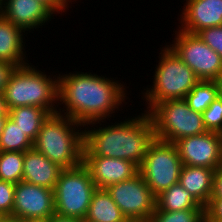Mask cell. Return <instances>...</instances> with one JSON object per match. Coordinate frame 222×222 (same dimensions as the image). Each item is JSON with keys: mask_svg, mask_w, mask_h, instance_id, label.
I'll use <instances>...</instances> for the list:
<instances>
[{"mask_svg": "<svg viewBox=\"0 0 222 222\" xmlns=\"http://www.w3.org/2000/svg\"><path fill=\"white\" fill-rule=\"evenodd\" d=\"M124 222H139V221L133 220V219H127V220H125Z\"/></svg>", "mask_w": 222, "mask_h": 222, "instance_id": "cell-39", "label": "cell"}, {"mask_svg": "<svg viewBox=\"0 0 222 222\" xmlns=\"http://www.w3.org/2000/svg\"><path fill=\"white\" fill-rule=\"evenodd\" d=\"M147 222H206L205 210L154 211Z\"/></svg>", "mask_w": 222, "mask_h": 222, "instance_id": "cell-25", "label": "cell"}, {"mask_svg": "<svg viewBox=\"0 0 222 222\" xmlns=\"http://www.w3.org/2000/svg\"><path fill=\"white\" fill-rule=\"evenodd\" d=\"M49 113L41 107L19 106L9 110L8 116L19 125L25 134L34 142L42 123L49 117Z\"/></svg>", "mask_w": 222, "mask_h": 222, "instance_id": "cell-21", "label": "cell"}, {"mask_svg": "<svg viewBox=\"0 0 222 222\" xmlns=\"http://www.w3.org/2000/svg\"><path fill=\"white\" fill-rule=\"evenodd\" d=\"M24 152L0 151V180L14 184L22 181Z\"/></svg>", "mask_w": 222, "mask_h": 222, "instance_id": "cell-24", "label": "cell"}, {"mask_svg": "<svg viewBox=\"0 0 222 222\" xmlns=\"http://www.w3.org/2000/svg\"><path fill=\"white\" fill-rule=\"evenodd\" d=\"M25 31L15 26L0 14V61L12 63L16 67L23 66L29 61L25 51ZM24 37V38H23Z\"/></svg>", "mask_w": 222, "mask_h": 222, "instance_id": "cell-17", "label": "cell"}, {"mask_svg": "<svg viewBox=\"0 0 222 222\" xmlns=\"http://www.w3.org/2000/svg\"><path fill=\"white\" fill-rule=\"evenodd\" d=\"M175 146L183 165L217 169L222 165V134L207 131L177 140Z\"/></svg>", "mask_w": 222, "mask_h": 222, "instance_id": "cell-12", "label": "cell"}, {"mask_svg": "<svg viewBox=\"0 0 222 222\" xmlns=\"http://www.w3.org/2000/svg\"><path fill=\"white\" fill-rule=\"evenodd\" d=\"M9 110L7 109L4 95L0 94V116L1 115H8Z\"/></svg>", "mask_w": 222, "mask_h": 222, "instance_id": "cell-34", "label": "cell"}, {"mask_svg": "<svg viewBox=\"0 0 222 222\" xmlns=\"http://www.w3.org/2000/svg\"><path fill=\"white\" fill-rule=\"evenodd\" d=\"M82 126L68 116L51 114L42 123L33 148L62 169L79 166L84 146Z\"/></svg>", "mask_w": 222, "mask_h": 222, "instance_id": "cell-3", "label": "cell"}, {"mask_svg": "<svg viewBox=\"0 0 222 222\" xmlns=\"http://www.w3.org/2000/svg\"><path fill=\"white\" fill-rule=\"evenodd\" d=\"M74 72L58 74V105L64 106L57 113L84 126L112 117L120 106L122 109L128 94L119 80L93 72Z\"/></svg>", "mask_w": 222, "mask_h": 222, "instance_id": "cell-1", "label": "cell"}, {"mask_svg": "<svg viewBox=\"0 0 222 222\" xmlns=\"http://www.w3.org/2000/svg\"><path fill=\"white\" fill-rule=\"evenodd\" d=\"M175 32V38L168 46L194 71L199 80L218 81L222 75L221 56L197 34L181 29Z\"/></svg>", "mask_w": 222, "mask_h": 222, "instance_id": "cell-9", "label": "cell"}, {"mask_svg": "<svg viewBox=\"0 0 222 222\" xmlns=\"http://www.w3.org/2000/svg\"><path fill=\"white\" fill-rule=\"evenodd\" d=\"M16 184L0 180V213L7 219L12 215Z\"/></svg>", "mask_w": 222, "mask_h": 222, "instance_id": "cell-27", "label": "cell"}, {"mask_svg": "<svg viewBox=\"0 0 222 222\" xmlns=\"http://www.w3.org/2000/svg\"><path fill=\"white\" fill-rule=\"evenodd\" d=\"M47 222H79V220L74 218L62 217L54 214L47 220Z\"/></svg>", "mask_w": 222, "mask_h": 222, "instance_id": "cell-33", "label": "cell"}, {"mask_svg": "<svg viewBox=\"0 0 222 222\" xmlns=\"http://www.w3.org/2000/svg\"><path fill=\"white\" fill-rule=\"evenodd\" d=\"M16 66L6 61H0V94H3L8 83L9 77Z\"/></svg>", "mask_w": 222, "mask_h": 222, "instance_id": "cell-30", "label": "cell"}, {"mask_svg": "<svg viewBox=\"0 0 222 222\" xmlns=\"http://www.w3.org/2000/svg\"><path fill=\"white\" fill-rule=\"evenodd\" d=\"M5 222H16V221L7 219Z\"/></svg>", "mask_w": 222, "mask_h": 222, "instance_id": "cell-41", "label": "cell"}, {"mask_svg": "<svg viewBox=\"0 0 222 222\" xmlns=\"http://www.w3.org/2000/svg\"><path fill=\"white\" fill-rule=\"evenodd\" d=\"M218 85H219V95L222 97V75L221 77L218 79Z\"/></svg>", "mask_w": 222, "mask_h": 222, "instance_id": "cell-36", "label": "cell"}, {"mask_svg": "<svg viewBox=\"0 0 222 222\" xmlns=\"http://www.w3.org/2000/svg\"><path fill=\"white\" fill-rule=\"evenodd\" d=\"M182 166L175 144L155 138L139 167V173L157 196L179 182Z\"/></svg>", "mask_w": 222, "mask_h": 222, "instance_id": "cell-8", "label": "cell"}, {"mask_svg": "<svg viewBox=\"0 0 222 222\" xmlns=\"http://www.w3.org/2000/svg\"><path fill=\"white\" fill-rule=\"evenodd\" d=\"M106 121H95L83 126V156L126 159L140 167L150 143L155 139L154 125L149 114L144 111L133 118L125 117V120L113 125H105L103 122Z\"/></svg>", "mask_w": 222, "mask_h": 222, "instance_id": "cell-2", "label": "cell"}, {"mask_svg": "<svg viewBox=\"0 0 222 222\" xmlns=\"http://www.w3.org/2000/svg\"><path fill=\"white\" fill-rule=\"evenodd\" d=\"M181 12L178 29L185 32L196 34L204 28L222 26V0H186Z\"/></svg>", "mask_w": 222, "mask_h": 222, "instance_id": "cell-15", "label": "cell"}, {"mask_svg": "<svg viewBox=\"0 0 222 222\" xmlns=\"http://www.w3.org/2000/svg\"><path fill=\"white\" fill-rule=\"evenodd\" d=\"M7 218L0 213V222H5Z\"/></svg>", "mask_w": 222, "mask_h": 222, "instance_id": "cell-38", "label": "cell"}, {"mask_svg": "<svg viewBox=\"0 0 222 222\" xmlns=\"http://www.w3.org/2000/svg\"><path fill=\"white\" fill-rule=\"evenodd\" d=\"M61 170L34 148L24 152L22 181L54 190Z\"/></svg>", "mask_w": 222, "mask_h": 222, "instance_id": "cell-16", "label": "cell"}, {"mask_svg": "<svg viewBox=\"0 0 222 222\" xmlns=\"http://www.w3.org/2000/svg\"><path fill=\"white\" fill-rule=\"evenodd\" d=\"M202 117L207 131L222 134V97L220 95L202 113Z\"/></svg>", "mask_w": 222, "mask_h": 222, "instance_id": "cell-26", "label": "cell"}, {"mask_svg": "<svg viewBox=\"0 0 222 222\" xmlns=\"http://www.w3.org/2000/svg\"><path fill=\"white\" fill-rule=\"evenodd\" d=\"M96 189L89 171L82 163L74 168L62 169L54 189L55 214L84 219Z\"/></svg>", "mask_w": 222, "mask_h": 222, "instance_id": "cell-7", "label": "cell"}, {"mask_svg": "<svg viewBox=\"0 0 222 222\" xmlns=\"http://www.w3.org/2000/svg\"><path fill=\"white\" fill-rule=\"evenodd\" d=\"M148 114L157 139L175 143L181 138L207 132L202 113L192 110L185 99L162 101Z\"/></svg>", "mask_w": 222, "mask_h": 222, "instance_id": "cell-6", "label": "cell"}, {"mask_svg": "<svg viewBox=\"0 0 222 222\" xmlns=\"http://www.w3.org/2000/svg\"><path fill=\"white\" fill-rule=\"evenodd\" d=\"M218 95L217 81L199 80L184 99L192 110L203 113Z\"/></svg>", "mask_w": 222, "mask_h": 222, "instance_id": "cell-23", "label": "cell"}, {"mask_svg": "<svg viewBox=\"0 0 222 222\" xmlns=\"http://www.w3.org/2000/svg\"><path fill=\"white\" fill-rule=\"evenodd\" d=\"M82 164L87 168L96 188L108 186L133 178L139 167L126 159L103 156H83Z\"/></svg>", "mask_w": 222, "mask_h": 222, "instance_id": "cell-14", "label": "cell"}, {"mask_svg": "<svg viewBox=\"0 0 222 222\" xmlns=\"http://www.w3.org/2000/svg\"><path fill=\"white\" fill-rule=\"evenodd\" d=\"M0 14L30 33L54 19L56 13L41 0H1Z\"/></svg>", "mask_w": 222, "mask_h": 222, "instance_id": "cell-13", "label": "cell"}, {"mask_svg": "<svg viewBox=\"0 0 222 222\" xmlns=\"http://www.w3.org/2000/svg\"><path fill=\"white\" fill-rule=\"evenodd\" d=\"M33 148V141L8 116L0 135V151L25 152Z\"/></svg>", "mask_w": 222, "mask_h": 222, "instance_id": "cell-22", "label": "cell"}, {"mask_svg": "<svg viewBox=\"0 0 222 222\" xmlns=\"http://www.w3.org/2000/svg\"><path fill=\"white\" fill-rule=\"evenodd\" d=\"M31 64L16 67L10 75L3 92L7 109L35 106L44 108L50 115L57 113L58 74L48 76Z\"/></svg>", "mask_w": 222, "mask_h": 222, "instance_id": "cell-4", "label": "cell"}, {"mask_svg": "<svg viewBox=\"0 0 222 222\" xmlns=\"http://www.w3.org/2000/svg\"><path fill=\"white\" fill-rule=\"evenodd\" d=\"M16 222H47V220H23V221H16Z\"/></svg>", "mask_w": 222, "mask_h": 222, "instance_id": "cell-37", "label": "cell"}, {"mask_svg": "<svg viewBox=\"0 0 222 222\" xmlns=\"http://www.w3.org/2000/svg\"><path fill=\"white\" fill-rule=\"evenodd\" d=\"M84 219L91 222H124L127 220L107 190L99 188L93 192Z\"/></svg>", "mask_w": 222, "mask_h": 222, "instance_id": "cell-19", "label": "cell"}, {"mask_svg": "<svg viewBox=\"0 0 222 222\" xmlns=\"http://www.w3.org/2000/svg\"><path fill=\"white\" fill-rule=\"evenodd\" d=\"M206 222H222V221H206Z\"/></svg>", "mask_w": 222, "mask_h": 222, "instance_id": "cell-42", "label": "cell"}, {"mask_svg": "<svg viewBox=\"0 0 222 222\" xmlns=\"http://www.w3.org/2000/svg\"><path fill=\"white\" fill-rule=\"evenodd\" d=\"M205 210L179 183L156 196L155 211Z\"/></svg>", "mask_w": 222, "mask_h": 222, "instance_id": "cell-20", "label": "cell"}, {"mask_svg": "<svg viewBox=\"0 0 222 222\" xmlns=\"http://www.w3.org/2000/svg\"><path fill=\"white\" fill-rule=\"evenodd\" d=\"M54 214V190L25 181L16 184L10 220H48Z\"/></svg>", "mask_w": 222, "mask_h": 222, "instance_id": "cell-11", "label": "cell"}, {"mask_svg": "<svg viewBox=\"0 0 222 222\" xmlns=\"http://www.w3.org/2000/svg\"><path fill=\"white\" fill-rule=\"evenodd\" d=\"M43 1L46 5H48L55 13L61 14L62 12H66L69 8V3L72 4V2H76V0H41Z\"/></svg>", "mask_w": 222, "mask_h": 222, "instance_id": "cell-32", "label": "cell"}, {"mask_svg": "<svg viewBox=\"0 0 222 222\" xmlns=\"http://www.w3.org/2000/svg\"><path fill=\"white\" fill-rule=\"evenodd\" d=\"M79 222H91V221H88L86 219H82V220H79Z\"/></svg>", "mask_w": 222, "mask_h": 222, "instance_id": "cell-40", "label": "cell"}, {"mask_svg": "<svg viewBox=\"0 0 222 222\" xmlns=\"http://www.w3.org/2000/svg\"><path fill=\"white\" fill-rule=\"evenodd\" d=\"M196 34L222 58V26L204 28Z\"/></svg>", "mask_w": 222, "mask_h": 222, "instance_id": "cell-28", "label": "cell"}, {"mask_svg": "<svg viewBox=\"0 0 222 222\" xmlns=\"http://www.w3.org/2000/svg\"><path fill=\"white\" fill-rule=\"evenodd\" d=\"M158 57L153 84L142 91L147 113L162 101L184 99L199 81L194 71L167 44Z\"/></svg>", "mask_w": 222, "mask_h": 222, "instance_id": "cell-5", "label": "cell"}, {"mask_svg": "<svg viewBox=\"0 0 222 222\" xmlns=\"http://www.w3.org/2000/svg\"><path fill=\"white\" fill-rule=\"evenodd\" d=\"M213 168L183 165L179 184L204 208L207 207L212 193Z\"/></svg>", "mask_w": 222, "mask_h": 222, "instance_id": "cell-18", "label": "cell"}, {"mask_svg": "<svg viewBox=\"0 0 222 222\" xmlns=\"http://www.w3.org/2000/svg\"><path fill=\"white\" fill-rule=\"evenodd\" d=\"M205 216L206 221H222V199H210Z\"/></svg>", "mask_w": 222, "mask_h": 222, "instance_id": "cell-29", "label": "cell"}, {"mask_svg": "<svg viewBox=\"0 0 222 222\" xmlns=\"http://www.w3.org/2000/svg\"><path fill=\"white\" fill-rule=\"evenodd\" d=\"M106 190L126 219L147 222L156 209V196L140 173Z\"/></svg>", "mask_w": 222, "mask_h": 222, "instance_id": "cell-10", "label": "cell"}, {"mask_svg": "<svg viewBox=\"0 0 222 222\" xmlns=\"http://www.w3.org/2000/svg\"><path fill=\"white\" fill-rule=\"evenodd\" d=\"M210 199H222V165L214 171Z\"/></svg>", "mask_w": 222, "mask_h": 222, "instance_id": "cell-31", "label": "cell"}, {"mask_svg": "<svg viewBox=\"0 0 222 222\" xmlns=\"http://www.w3.org/2000/svg\"><path fill=\"white\" fill-rule=\"evenodd\" d=\"M8 115H1L0 116V135L3 131V127H4V124H5V121L7 119Z\"/></svg>", "mask_w": 222, "mask_h": 222, "instance_id": "cell-35", "label": "cell"}]
</instances>
